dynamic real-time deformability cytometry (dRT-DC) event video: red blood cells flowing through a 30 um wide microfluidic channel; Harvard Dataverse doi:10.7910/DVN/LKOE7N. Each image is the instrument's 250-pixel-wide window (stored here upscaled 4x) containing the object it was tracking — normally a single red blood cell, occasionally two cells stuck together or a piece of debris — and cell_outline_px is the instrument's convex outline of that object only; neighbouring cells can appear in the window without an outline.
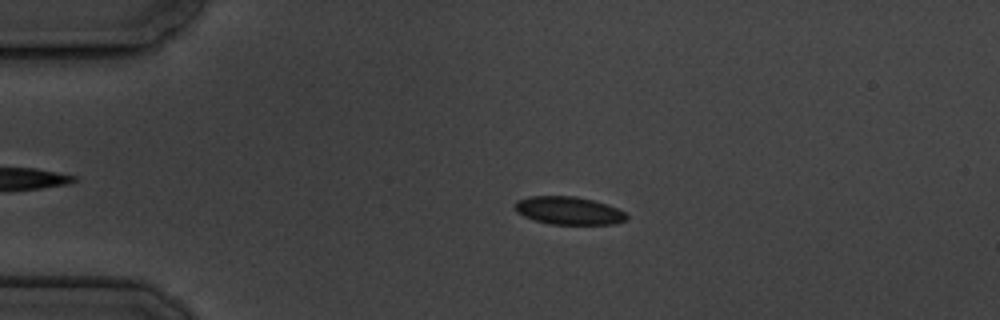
{"species": "common noctule bat (a hibernating species)", "species_latin": "Nyctalus noctula", "temperature_condition": "cold", "stored_images_in_passage": 5, "segment_of_instrument_passage": [1, 2], "camera_frame_rate_fps": 3000, "um_per_image_px": 0.085, "animal": {"sex": "male", "body_mass_g": 19.5, "forearm_length_mm": 54.6}, "frame": {"image": 1, "passage_image": 3, "time_ms": 2.333, "image_size_px": [1000, 320], "cell_outline_px": [[628, 220], [616, 224], [552, 224], [536, 220], [524, 216], [516, 212], [516, 200], [528, 196], [576, 196], [592, 200], [616, 208], [624, 212], [628, 216]], "centroid_in_image_um": [48.35, 17.9], "position_along_channel_um": 36.7, "area_um2": 18.03}}